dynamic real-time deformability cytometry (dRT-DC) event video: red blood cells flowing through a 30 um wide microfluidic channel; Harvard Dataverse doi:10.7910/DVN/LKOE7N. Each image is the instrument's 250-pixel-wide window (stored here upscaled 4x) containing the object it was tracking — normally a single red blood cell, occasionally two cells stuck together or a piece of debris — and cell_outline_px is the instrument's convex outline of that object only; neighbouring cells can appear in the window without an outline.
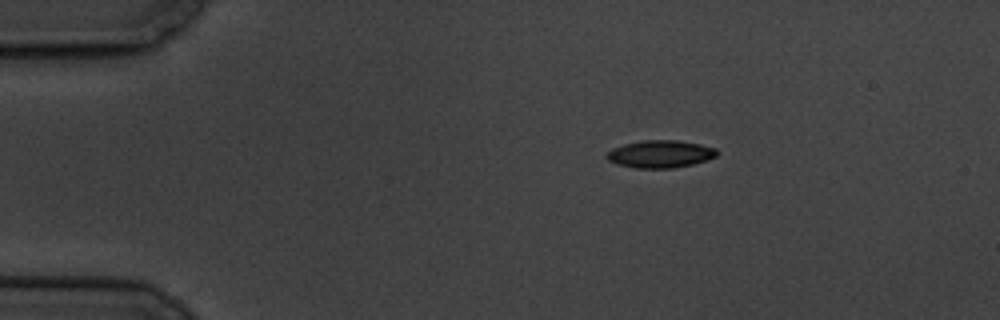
{"species": "common noctule bat (a hibernating species)", "species_latin": "Nyctalus noctula", "temperature_condition": "cold", "stored_images_in_passage": 3, "camera_frame_rate_fps": 3000, "um_per_image_px": 0.085, "animal": {"sex": "male", "body_mass_g": 19.5, "forearm_length_mm": 54.6}, "frame": {"image": 1, "passage_image": 1, "time_ms": 0.0, "image_size_px": [1000, 320], "cell_outline_px": [[720, 152], [716, 156], [708, 160], [692, 164], [672, 168], [636, 168], [616, 164], [608, 160], [604, 156], [612, 148], [624, 144], [644, 140], [676, 140], [700, 144], [716, 148]], "centroid_in_image_um": [56.13, 13.09], "position_along_channel_um": 28.9, "area_um2": 17.74}}